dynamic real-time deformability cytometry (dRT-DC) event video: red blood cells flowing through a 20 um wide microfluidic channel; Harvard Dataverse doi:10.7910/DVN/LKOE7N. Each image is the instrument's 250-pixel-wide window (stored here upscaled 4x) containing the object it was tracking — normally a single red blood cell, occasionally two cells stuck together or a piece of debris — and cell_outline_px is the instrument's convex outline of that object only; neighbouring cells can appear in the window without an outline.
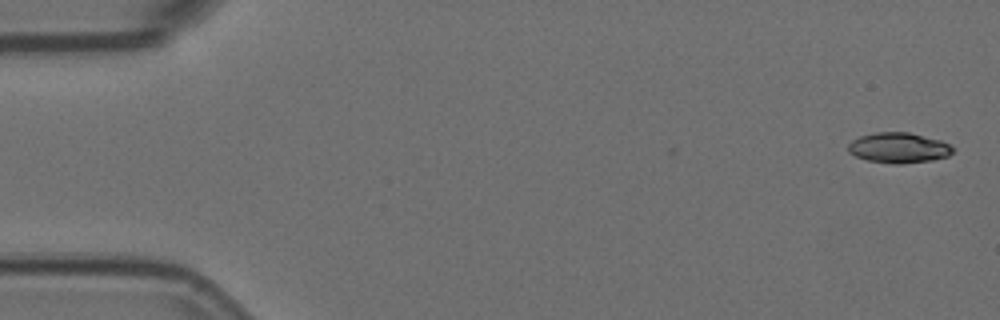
{"species": "Egyptian fruit bat (a non-hibernating species)", "species_latin": "Rousettus aegyptiacus", "temperature_condition": "room temperature", "stored_images_in_passage": 4, "camera_frame_rate_fps": 3000, "um_per_image_px": 0.085, "animal": {"sex": "female"}, "frame": {"image": 1, "passage_image": 1, "time_ms": 0.0, "image_size_px": [1000, 320], "cell_outline_px": [[956, 148], [948, 156], [932, 160], [900, 164], [896, 164], [868, 160], [856, 156], [848, 152], [848, 144], [852, 140], [860, 136], [876, 132], [908, 132], [940, 140]], "centroid_in_image_um": [76.39, 12.56], "position_along_channel_um": 8.6, "area_um2": 18.44}}
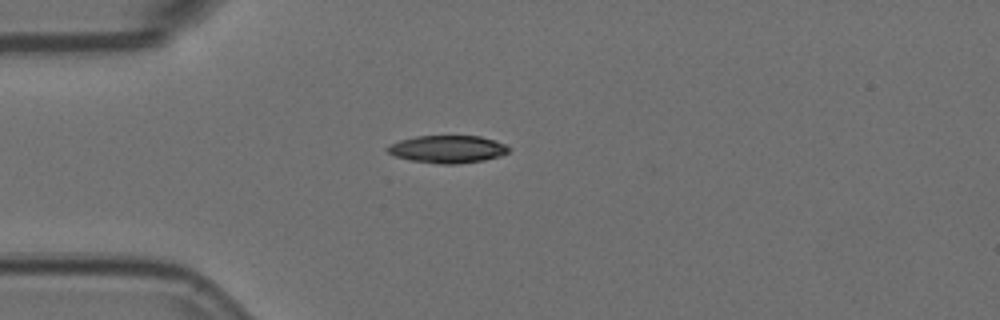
{"frame": {"image": 2, "passage_image": 4, "time_ms": 1.0, "image_size_px": [1000, 320], "cell_outline_px": [[512, 148], [508, 152], [500, 156], [484, 160], [456, 164], [440, 164], [412, 160], [396, 156], [388, 152], [384, 148], [388, 144], [400, 140], [416, 136], [480, 136], [496, 140]], "centroid_in_image_um": [38.05, 12.67], "position_along_channel_um": 46.9, "area_um2": 19.54}}